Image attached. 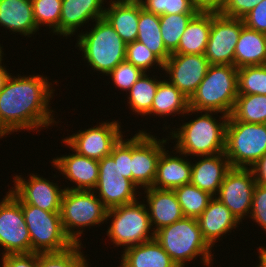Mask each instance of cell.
Wrapping results in <instances>:
<instances>
[{"label": "cell", "mask_w": 266, "mask_h": 267, "mask_svg": "<svg viewBox=\"0 0 266 267\" xmlns=\"http://www.w3.org/2000/svg\"><path fill=\"white\" fill-rule=\"evenodd\" d=\"M47 77L10 76L0 91V138L17 130H35L54 123L48 102L52 97Z\"/></svg>", "instance_id": "6da1fadb"}, {"label": "cell", "mask_w": 266, "mask_h": 267, "mask_svg": "<svg viewBox=\"0 0 266 267\" xmlns=\"http://www.w3.org/2000/svg\"><path fill=\"white\" fill-rule=\"evenodd\" d=\"M238 96V68L210 65L206 76L189 98L188 112H220L230 116Z\"/></svg>", "instance_id": "7a4b0ae2"}, {"label": "cell", "mask_w": 266, "mask_h": 267, "mask_svg": "<svg viewBox=\"0 0 266 267\" xmlns=\"http://www.w3.org/2000/svg\"><path fill=\"white\" fill-rule=\"evenodd\" d=\"M154 238L177 267H184L185 261L193 260L198 255L203 257L204 265L210 266L212 247L203 238L197 218L183 217L156 231Z\"/></svg>", "instance_id": "3957f363"}, {"label": "cell", "mask_w": 266, "mask_h": 267, "mask_svg": "<svg viewBox=\"0 0 266 267\" xmlns=\"http://www.w3.org/2000/svg\"><path fill=\"white\" fill-rule=\"evenodd\" d=\"M209 111L191 122L184 123L178 130L171 132L176 138L177 153L186 155H214L225 152L226 125L229 116L223 115L217 122Z\"/></svg>", "instance_id": "277c9868"}, {"label": "cell", "mask_w": 266, "mask_h": 267, "mask_svg": "<svg viewBox=\"0 0 266 267\" xmlns=\"http://www.w3.org/2000/svg\"><path fill=\"white\" fill-rule=\"evenodd\" d=\"M88 33L79 36L78 47L94 70L109 73L126 57V43L108 21L102 17Z\"/></svg>", "instance_id": "5b68a950"}, {"label": "cell", "mask_w": 266, "mask_h": 267, "mask_svg": "<svg viewBox=\"0 0 266 267\" xmlns=\"http://www.w3.org/2000/svg\"><path fill=\"white\" fill-rule=\"evenodd\" d=\"M224 153L232 168L252 167L266 153V124L240 122L230 115Z\"/></svg>", "instance_id": "8992f818"}, {"label": "cell", "mask_w": 266, "mask_h": 267, "mask_svg": "<svg viewBox=\"0 0 266 267\" xmlns=\"http://www.w3.org/2000/svg\"><path fill=\"white\" fill-rule=\"evenodd\" d=\"M92 191L71 190L65 188L63 193L60 217L65 234L75 243L82 231H74L72 228L99 225L104 222L108 209ZM72 229V230H71Z\"/></svg>", "instance_id": "52a82bcc"}, {"label": "cell", "mask_w": 266, "mask_h": 267, "mask_svg": "<svg viewBox=\"0 0 266 267\" xmlns=\"http://www.w3.org/2000/svg\"><path fill=\"white\" fill-rule=\"evenodd\" d=\"M31 238V253L61 252L75 243L65 234L60 212H48L21 201Z\"/></svg>", "instance_id": "ba28073f"}, {"label": "cell", "mask_w": 266, "mask_h": 267, "mask_svg": "<svg viewBox=\"0 0 266 267\" xmlns=\"http://www.w3.org/2000/svg\"><path fill=\"white\" fill-rule=\"evenodd\" d=\"M138 203L136 201L107 211L106 219L113 217L112 225L107 231L113 244L124 245L125 248H128L154 239L155 233L149 232L152 225L148 208L145 204Z\"/></svg>", "instance_id": "9c48e42d"}, {"label": "cell", "mask_w": 266, "mask_h": 267, "mask_svg": "<svg viewBox=\"0 0 266 267\" xmlns=\"http://www.w3.org/2000/svg\"><path fill=\"white\" fill-rule=\"evenodd\" d=\"M98 163L99 178L95 190H99V199L104 206L109 210L136 202L137 186L123 177L119 168V141L113 146L111 154L98 160Z\"/></svg>", "instance_id": "30bf717a"}, {"label": "cell", "mask_w": 266, "mask_h": 267, "mask_svg": "<svg viewBox=\"0 0 266 267\" xmlns=\"http://www.w3.org/2000/svg\"><path fill=\"white\" fill-rule=\"evenodd\" d=\"M0 245L6 251L3 255L31 253V238L21 200L12 191L0 203Z\"/></svg>", "instance_id": "8fae6325"}, {"label": "cell", "mask_w": 266, "mask_h": 267, "mask_svg": "<svg viewBox=\"0 0 266 267\" xmlns=\"http://www.w3.org/2000/svg\"><path fill=\"white\" fill-rule=\"evenodd\" d=\"M243 26L241 18L212 12V26L204 54L210 65H234L235 48Z\"/></svg>", "instance_id": "7c38bea8"}, {"label": "cell", "mask_w": 266, "mask_h": 267, "mask_svg": "<svg viewBox=\"0 0 266 267\" xmlns=\"http://www.w3.org/2000/svg\"><path fill=\"white\" fill-rule=\"evenodd\" d=\"M166 141L157 140L153 135L143 131H139L131 138L132 182L136 186L141 185L145 188L153 186L158 160Z\"/></svg>", "instance_id": "4fadbf2b"}, {"label": "cell", "mask_w": 266, "mask_h": 267, "mask_svg": "<svg viewBox=\"0 0 266 267\" xmlns=\"http://www.w3.org/2000/svg\"><path fill=\"white\" fill-rule=\"evenodd\" d=\"M256 183L253 171L250 168H231L226 174L216 198L239 221H242V218L251 210L253 190Z\"/></svg>", "instance_id": "5bb4252c"}, {"label": "cell", "mask_w": 266, "mask_h": 267, "mask_svg": "<svg viewBox=\"0 0 266 267\" xmlns=\"http://www.w3.org/2000/svg\"><path fill=\"white\" fill-rule=\"evenodd\" d=\"M118 122H104L97 127L77 132L62 140L74 152L88 158L101 160L111 154L113 146L123 136Z\"/></svg>", "instance_id": "9a60e30c"}, {"label": "cell", "mask_w": 266, "mask_h": 267, "mask_svg": "<svg viewBox=\"0 0 266 267\" xmlns=\"http://www.w3.org/2000/svg\"><path fill=\"white\" fill-rule=\"evenodd\" d=\"M210 66L204 54L172 53L164 63V69L175 85L186 97L190 98L206 76Z\"/></svg>", "instance_id": "2e32d148"}, {"label": "cell", "mask_w": 266, "mask_h": 267, "mask_svg": "<svg viewBox=\"0 0 266 267\" xmlns=\"http://www.w3.org/2000/svg\"><path fill=\"white\" fill-rule=\"evenodd\" d=\"M14 190L11 191L25 204L48 212H60L65 189L38 175H31L29 182L16 175Z\"/></svg>", "instance_id": "e0dca14e"}, {"label": "cell", "mask_w": 266, "mask_h": 267, "mask_svg": "<svg viewBox=\"0 0 266 267\" xmlns=\"http://www.w3.org/2000/svg\"><path fill=\"white\" fill-rule=\"evenodd\" d=\"M52 163L68 180L77 184V187H70L71 190H95L99 178L98 160L75 153L53 159Z\"/></svg>", "instance_id": "ac0fdd59"}, {"label": "cell", "mask_w": 266, "mask_h": 267, "mask_svg": "<svg viewBox=\"0 0 266 267\" xmlns=\"http://www.w3.org/2000/svg\"><path fill=\"white\" fill-rule=\"evenodd\" d=\"M201 157L204 158L191 164L190 183L216 197V191L218 193L226 174L232 168L231 164L224 152Z\"/></svg>", "instance_id": "d6986e66"}, {"label": "cell", "mask_w": 266, "mask_h": 267, "mask_svg": "<svg viewBox=\"0 0 266 267\" xmlns=\"http://www.w3.org/2000/svg\"><path fill=\"white\" fill-rule=\"evenodd\" d=\"M145 190L149 205L147 210L150 222L152 226L153 224L156 225V229L153 228L154 233L184 217L173 190L157 189L154 187H148Z\"/></svg>", "instance_id": "ffe728a7"}, {"label": "cell", "mask_w": 266, "mask_h": 267, "mask_svg": "<svg viewBox=\"0 0 266 267\" xmlns=\"http://www.w3.org/2000/svg\"><path fill=\"white\" fill-rule=\"evenodd\" d=\"M203 238L212 247L223 234L237 227L239 220L216 197L209 201L207 208L197 218Z\"/></svg>", "instance_id": "44dd1931"}, {"label": "cell", "mask_w": 266, "mask_h": 267, "mask_svg": "<svg viewBox=\"0 0 266 267\" xmlns=\"http://www.w3.org/2000/svg\"><path fill=\"white\" fill-rule=\"evenodd\" d=\"M111 2L110 8L105 9L103 17L126 44L134 42L138 34L140 1L111 0Z\"/></svg>", "instance_id": "7402d4cb"}, {"label": "cell", "mask_w": 266, "mask_h": 267, "mask_svg": "<svg viewBox=\"0 0 266 267\" xmlns=\"http://www.w3.org/2000/svg\"><path fill=\"white\" fill-rule=\"evenodd\" d=\"M104 0H62L60 17V35L75 33L88 20H97L104 16L102 3Z\"/></svg>", "instance_id": "603a6c76"}, {"label": "cell", "mask_w": 266, "mask_h": 267, "mask_svg": "<svg viewBox=\"0 0 266 267\" xmlns=\"http://www.w3.org/2000/svg\"><path fill=\"white\" fill-rule=\"evenodd\" d=\"M0 25L24 36L37 31L31 0H0Z\"/></svg>", "instance_id": "cb8c5ba5"}, {"label": "cell", "mask_w": 266, "mask_h": 267, "mask_svg": "<svg viewBox=\"0 0 266 267\" xmlns=\"http://www.w3.org/2000/svg\"><path fill=\"white\" fill-rule=\"evenodd\" d=\"M191 163L178 156H169L162 150L157 164L154 188L173 190L174 188L190 183Z\"/></svg>", "instance_id": "d4e9b609"}, {"label": "cell", "mask_w": 266, "mask_h": 267, "mask_svg": "<svg viewBox=\"0 0 266 267\" xmlns=\"http://www.w3.org/2000/svg\"><path fill=\"white\" fill-rule=\"evenodd\" d=\"M265 64L266 34L252 30L244 25L236 44L234 65L237 68H241Z\"/></svg>", "instance_id": "484cf974"}, {"label": "cell", "mask_w": 266, "mask_h": 267, "mask_svg": "<svg viewBox=\"0 0 266 267\" xmlns=\"http://www.w3.org/2000/svg\"><path fill=\"white\" fill-rule=\"evenodd\" d=\"M123 250L121 262L126 267H177L155 238Z\"/></svg>", "instance_id": "4316f807"}, {"label": "cell", "mask_w": 266, "mask_h": 267, "mask_svg": "<svg viewBox=\"0 0 266 267\" xmlns=\"http://www.w3.org/2000/svg\"><path fill=\"white\" fill-rule=\"evenodd\" d=\"M212 26V12H198L188 23L176 54H205Z\"/></svg>", "instance_id": "83f0119b"}, {"label": "cell", "mask_w": 266, "mask_h": 267, "mask_svg": "<svg viewBox=\"0 0 266 267\" xmlns=\"http://www.w3.org/2000/svg\"><path fill=\"white\" fill-rule=\"evenodd\" d=\"M137 41L143 43L155 53L164 63L171 55L163 42L159 16L147 12L140 2Z\"/></svg>", "instance_id": "f1b7e54d"}, {"label": "cell", "mask_w": 266, "mask_h": 267, "mask_svg": "<svg viewBox=\"0 0 266 267\" xmlns=\"http://www.w3.org/2000/svg\"><path fill=\"white\" fill-rule=\"evenodd\" d=\"M189 98L169 81H161L157 87L149 114L172 115L189 113Z\"/></svg>", "instance_id": "f546056e"}, {"label": "cell", "mask_w": 266, "mask_h": 267, "mask_svg": "<svg viewBox=\"0 0 266 267\" xmlns=\"http://www.w3.org/2000/svg\"><path fill=\"white\" fill-rule=\"evenodd\" d=\"M231 115L240 122L266 124V95L238 94Z\"/></svg>", "instance_id": "4dcf8cb0"}, {"label": "cell", "mask_w": 266, "mask_h": 267, "mask_svg": "<svg viewBox=\"0 0 266 267\" xmlns=\"http://www.w3.org/2000/svg\"><path fill=\"white\" fill-rule=\"evenodd\" d=\"M184 217L198 218L213 198L191 183L173 189Z\"/></svg>", "instance_id": "1f68e13d"}, {"label": "cell", "mask_w": 266, "mask_h": 267, "mask_svg": "<svg viewBox=\"0 0 266 267\" xmlns=\"http://www.w3.org/2000/svg\"><path fill=\"white\" fill-rule=\"evenodd\" d=\"M161 81L147 76L146 72L132 85L129 92V104L135 113L149 115L157 87Z\"/></svg>", "instance_id": "d6a6232c"}, {"label": "cell", "mask_w": 266, "mask_h": 267, "mask_svg": "<svg viewBox=\"0 0 266 267\" xmlns=\"http://www.w3.org/2000/svg\"><path fill=\"white\" fill-rule=\"evenodd\" d=\"M196 14H168L159 16L160 29L167 51L172 54L178 46L188 23Z\"/></svg>", "instance_id": "836d02e7"}, {"label": "cell", "mask_w": 266, "mask_h": 267, "mask_svg": "<svg viewBox=\"0 0 266 267\" xmlns=\"http://www.w3.org/2000/svg\"><path fill=\"white\" fill-rule=\"evenodd\" d=\"M80 247L81 243L61 252L36 253V267H89Z\"/></svg>", "instance_id": "e575fe53"}, {"label": "cell", "mask_w": 266, "mask_h": 267, "mask_svg": "<svg viewBox=\"0 0 266 267\" xmlns=\"http://www.w3.org/2000/svg\"><path fill=\"white\" fill-rule=\"evenodd\" d=\"M238 94L266 95V64L238 68Z\"/></svg>", "instance_id": "d590c367"}, {"label": "cell", "mask_w": 266, "mask_h": 267, "mask_svg": "<svg viewBox=\"0 0 266 267\" xmlns=\"http://www.w3.org/2000/svg\"><path fill=\"white\" fill-rule=\"evenodd\" d=\"M36 26L47 24L53 32L60 34L62 0H31Z\"/></svg>", "instance_id": "8d00e7d4"}, {"label": "cell", "mask_w": 266, "mask_h": 267, "mask_svg": "<svg viewBox=\"0 0 266 267\" xmlns=\"http://www.w3.org/2000/svg\"><path fill=\"white\" fill-rule=\"evenodd\" d=\"M143 8L158 16L168 14H197L191 0H141Z\"/></svg>", "instance_id": "74e56055"}, {"label": "cell", "mask_w": 266, "mask_h": 267, "mask_svg": "<svg viewBox=\"0 0 266 267\" xmlns=\"http://www.w3.org/2000/svg\"><path fill=\"white\" fill-rule=\"evenodd\" d=\"M125 60L143 72H147L146 70L152 67V65L154 66V63H157L159 67L164 69V62L148 47L137 40L127 43Z\"/></svg>", "instance_id": "f35d334b"}, {"label": "cell", "mask_w": 266, "mask_h": 267, "mask_svg": "<svg viewBox=\"0 0 266 267\" xmlns=\"http://www.w3.org/2000/svg\"><path fill=\"white\" fill-rule=\"evenodd\" d=\"M144 72L128 61L120 62L109 74L118 88L126 91L142 76Z\"/></svg>", "instance_id": "ab89813d"}, {"label": "cell", "mask_w": 266, "mask_h": 267, "mask_svg": "<svg viewBox=\"0 0 266 267\" xmlns=\"http://www.w3.org/2000/svg\"><path fill=\"white\" fill-rule=\"evenodd\" d=\"M250 215L266 231V185L256 183Z\"/></svg>", "instance_id": "60d3db41"}, {"label": "cell", "mask_w": 266, "mask_h": 267, "mask_svg": "<svg viewBox=\"0 0 266 267\" xmlns=\"http://www.w3.org/2000/svg\"><path fill=\"white\" fill-rule=\"evenodd\" d=\"M261 1L263 0H226L220 13L227 17L242 19Z\"/></svg>", "instance_id": "b9f144b4"}, {"label": "cell", "mask_w": 266, "mask_h": 267, "mask_svg": "<svg viewBox=\"0 0 266 267\" xmlns=\"http://www.w3.org/2000/svg\"><path fill=\"white\" fill-rule=\"evenodd\" d=\"M242 19L246 27L266 34V0L258 3V5Z\"/></svg>", "instance_id": "7bdbcfd3"}, {"label": "cell", "mask_w": 266, "mask_h": 267, "mask_svg": "<svg viewBox=\"0 0 266 267\" xmlns=\"http://www.w3.org/2000/svg\"><path fill=\"white\" fill-rule=\"evenodd\" d=\"M127 140L124 141L123 136L119 140V168L123 173V177L132 181L131 138Z\"/></svg>", "instance_id": "ee69618b"}, {"label": "cell", "mask_w": 266, "mask_h": 267, "mask_svg": "<svg viewBox=\"0 0 266 267\" xmlns=\"http://www.w3.org/2000/svg\"><path fill=\"white\" fill-rule=\"evenodd\" d=\"M2 267H36V253L2 255Z\"/></svg>", "instance_id": "f6af8a7d"}, {"label": "cell", "mask_w": 266, "mask_h": 267, "mask_svg": "<svg viewBox=\"0 0 266 267\" xmlns=\"http://www.w3.org/2000/svg\"><path fill=\"white\" fill-rule=\"evenodd\" d=\"M191 3L198 12L220 13L226 0H191Z\"/></svg>", "instance_id": "bcb514c9"}, {"label": "cell", "mask_w": 266, "mask_h": 267, "mask_svg": "<svg viewBox=\"0 0 266 267\" xmlns=\"http://www.w3.org/2000/svg\"><path fill=\"white\" fill-rule=\"evenodd\" d=\"M250 169L253 171L256 182L266 185V153Z\"/></svg>", "instance_id": "7dc6e473"}, {"label": "cell", "mask_w": 266, "mask_h": 267, "mask_svg": "<svg viewBox=\"0 0 266 267\" xmlns=\"http://www.w3.org/2000/svg\"><path fill=\"white\" fill-rule=\"evenodd\" d=\"M11 75H9V73H7V70L5 69V67L3 68L2 66L0 67V91L4 88L8 78Z\"/></svg>", "instance_id": "c3c4849f"}, {"label": "cell", "mask_w": 266, "mask_h": 267, "mask_svg": "<svg viewBox=\"0 0 266 267\" xmlns=\"http://www.w3.org/2000/svg\"><path fill=\"white\" fill-rule=\"evenodd\" d=\"M258 251L260 252L259 253L260 262L259 265H257L256 267H266V248L259 247Z\"/></svg>", "instance_id": "681fc988"}, {"label": "cell", "mask_w": 266, "mask_h": 267, "mask_svg": "<svg viewBox=\"0 0 266 267\" xmlns=\"http://www.w3.org/2000/svg\"><path fill=\"white\" fill-rule=\"evenodd\" d=\"M1 48H2V47H0V67L2 66V65H1V61H2V59H1V57H2V55H1V54H2V50H1Z\"/></svg>", "instance_id": "f907efd6"}, {"label": "cell", "mask_w": 266, "mask_h": 267, "mask_svg": "<svg viewBox=\"0 0 266 267\" xmlns=\"http://www.w3.org/2000/svg\"><path fill=\"white\" fill-rule=\"evenodd\" d=\"M120 265H121V267H126V266H125V265H124L122 262H121V264H120Z\"/></svg>", "instance_id": "816d5d0a"}]
</instances>
